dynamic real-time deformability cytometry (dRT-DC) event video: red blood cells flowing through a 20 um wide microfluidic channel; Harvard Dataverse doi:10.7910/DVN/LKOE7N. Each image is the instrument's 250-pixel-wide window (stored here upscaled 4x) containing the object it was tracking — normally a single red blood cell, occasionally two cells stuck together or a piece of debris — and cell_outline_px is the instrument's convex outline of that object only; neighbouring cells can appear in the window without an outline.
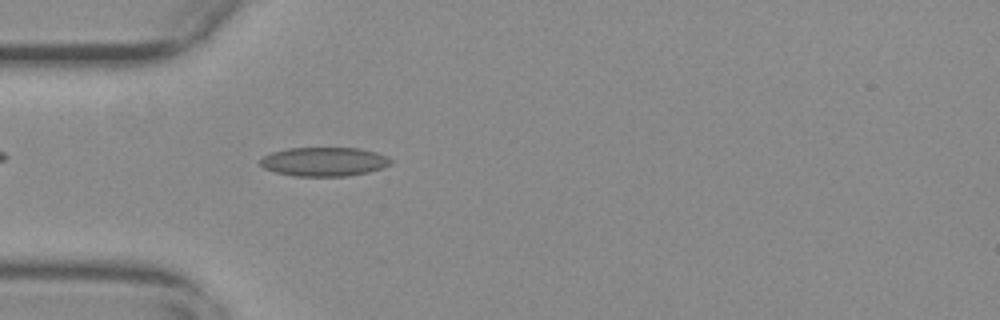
{"species": "common noctule bat (a hibernating species)", "species_latin": "Nyctalus noctula", "temperature_condition": "warm", "stored_images_in_passage": 43, "camera_frame_rate_fps": 3000, "um_per_image_px": 0.085, "animal": {"sex": "female", "body_mass_g": 29.2, "forearm_length_mm": 56.3}, "frame": {"image": 1, "passage_image": 5, "time_ms": 1.333, "image_size_px": [1000, 320], "cell_outline_px": [[392, 164], [368, 172], [348, 176], [292, 176], [276, 172], [264, 168], [260, 164], [260, 160], [264, 156], [272, 152], [288, 148], [360, 148], [376, 152], [388, 156], [392, 160]], "centroid_in_image_um": [27.56, 13.74], "position_along_channel_um": 57.4, "area_um2": 22.08}}
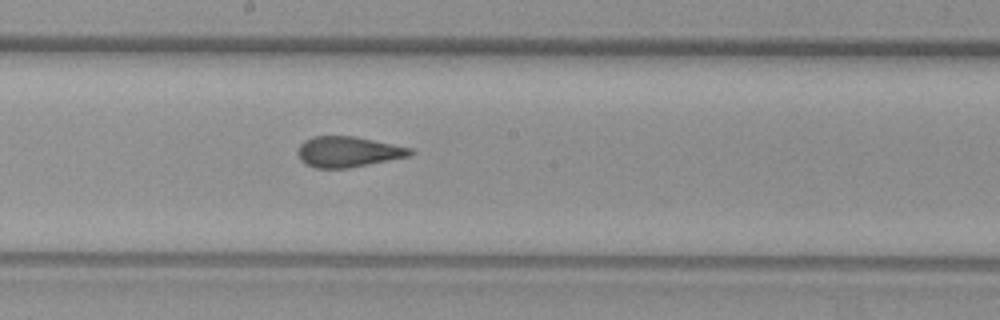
{"frame": {"image": 2, "passage_image": 18, "time_ms": 5.667, "image_size_px": [1000, 320], "cell_outline_px": [[416, 152], [408, 156], [348, 168], [316, 168], [304, 164], [300, 160], [296, 152], [300, 144], [304, 140], [316, 136], [352, 136], [412, 148]], "centroid_in_image_um": [29.54, 12.9], "position_along_channel_um": 218.7, "area_um2": 19.94}}
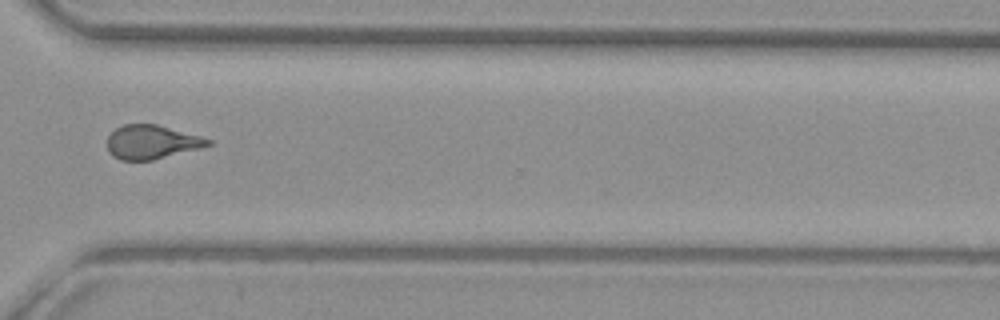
{"frame": {"image": 3, "passage_image": 29, "time_ms": 9.333, "image_size_px": [1000, 320], "cell_outline_px": [[212, 144], [200, 148], [152, 160], [120, 160], [112, 156], [108, 152], [108, 136], [116, 128], [124, 124], [156, 124], [200, 136], [212, 140]], "centroid_in_image_um": [12.87, 12.08], "position_along_channel_um": 357.7, "area_um2": 19.77}, "authors_computed_cell_mechanics": {"area_um2": 20.5768, "velocity_mm_per_s": 3.7986, "shape_relaxation_time_tau1_ms": null, "shape_relaxation_time_tau2_ms": 1.4943, "deformation_change_tau1": null, "deformation_change_tau2": 0.0819}}